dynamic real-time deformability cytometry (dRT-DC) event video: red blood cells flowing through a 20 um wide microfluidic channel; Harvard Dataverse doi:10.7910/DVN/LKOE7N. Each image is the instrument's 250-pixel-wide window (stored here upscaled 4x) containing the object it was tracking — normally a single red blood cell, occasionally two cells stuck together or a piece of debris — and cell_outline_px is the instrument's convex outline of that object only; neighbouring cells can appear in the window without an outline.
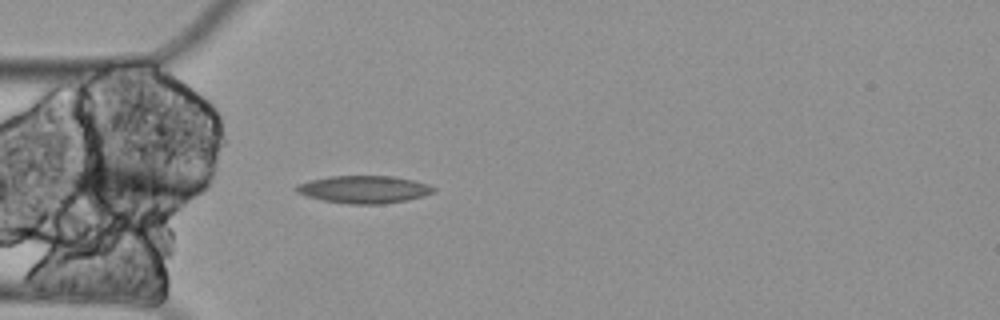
{"species": "Egyptian fruit bat (a non-hibernating species)", "species_latin": "Rousettus aegyptiacus", "temperature_condition": "cold", "stored_images_in_passage": 4, "camera_frame_rate_fps": 3000, "um_per_image_px": 0.085, "animal": {"sex": "female"}, "frame": {"image": 1, "passage_image": 1, "time_ms": 0.0, "image_size_px": [1000, 320], "cell_outline_px": [[436, 192], [408, 200], [384, 204], [348, 204], [324, 200], [308, 196], [296, 192], [296, 184], [308, 180], [328, 176], [392, 176], [412, 180], [428, 184], [436, 188]], "centroid_in_image_um": [30.95, 16.1], "position_along_channel_um": 54.1, "area_um2": 22.08}}
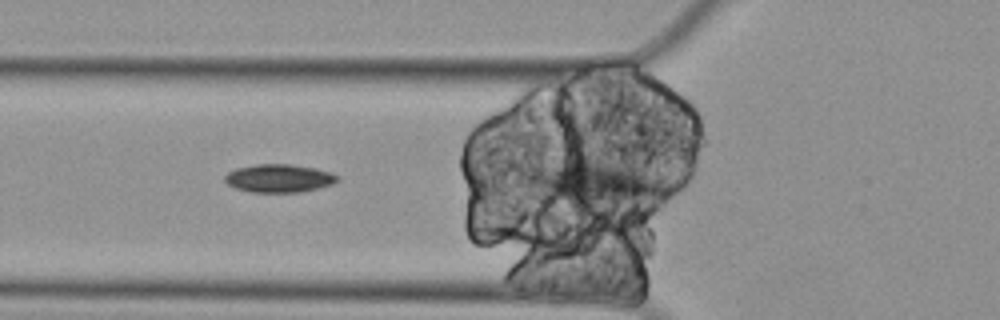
{"frame": {"image": 2, "passage_image": 3, "time_ms": 0.667, "image_size_px": [1000, 320], "cell_outline_px": [[340, 180], [332, 184], [300, 192], [252, 192], [236, 188], [228, 184], [224, 180], [224, 176], [228, 172], [236, 168], [256, 164], [292, 164], [316, 168], [332, 172]], "centroid_in_image_um": [23.71, 15.14], "position_along_channel_um": 102.1, "area_um2": 18.44}}